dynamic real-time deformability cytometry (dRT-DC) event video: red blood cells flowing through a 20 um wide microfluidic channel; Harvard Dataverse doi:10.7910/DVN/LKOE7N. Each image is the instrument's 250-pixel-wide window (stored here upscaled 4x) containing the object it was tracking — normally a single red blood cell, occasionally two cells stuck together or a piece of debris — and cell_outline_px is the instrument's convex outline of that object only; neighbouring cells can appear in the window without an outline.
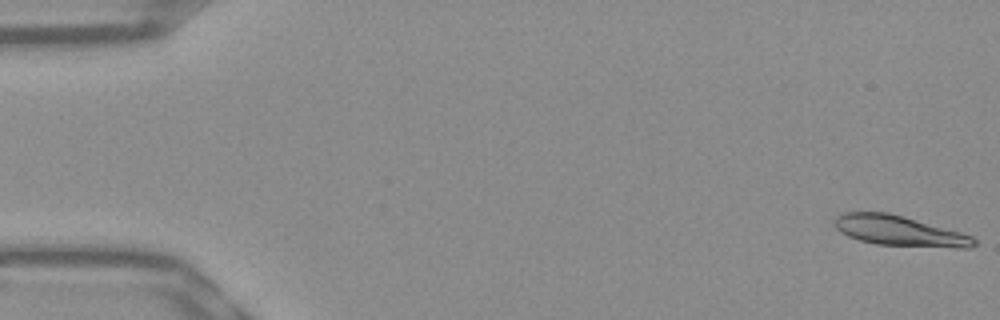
{"species": "Egyptian fruit bat (a non-hibernating species)", "species_latin": "Rousettus aegyptiacus", "temperature_condition": "warm", "stored_images_in_passage": 52, "camera_frame_rate_fps": 3000, "um_per_image_px": 0.085, "frame": {"image": 1, "passage_image": 1, "time_ms": 0.0, "image_size_px": [1000, 320], "cell_outline_px": [[976, 244], [968, 248], [956, 248], [876, 244], [860, 240], [848, 236], [840, 232], [836, 228], [832, 220], [836, 216], [844, 212], [888, 212], [904, 216], [960, 232], [972, 236], [976, 240]], "centroid_in_image_um": [76.42, 19.62], "position_along_channel_um": 8.6, "area_um2": 24.57}}
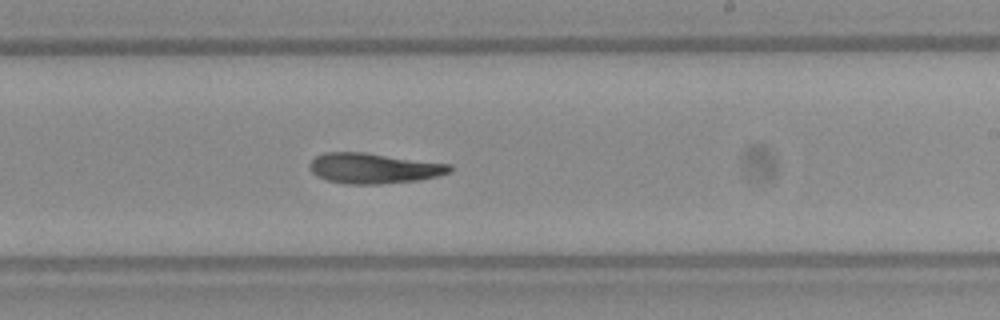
{"frame": {"image": 2, "passage_image": 31, "time_ms": 10.0, "image_size_px": [1000, 320], "cell_outline_px": [[452, 172], [420, 180], [380, 184], [344, 184], [328, 180], [316, 176], [308, 168], [308, 164], [316, 156], [324, 152], [364, 152], [452, 164]], "centroid_in_image_um": [31.76, 14.3], "position_along_channel_um": 257.2, "area_um2": 25.03}}
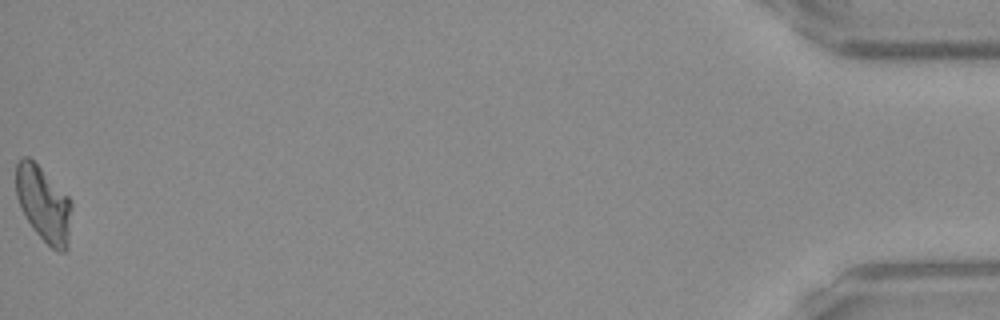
{"frame": {"image": 3, "passage_image": 52, "time_ms": 17.0, "image_size_px": [1000, 320], "cell_outline_px": [[72, 208], [68, 248], [64, 252], [60, 252], [52, 248], [32, 228], [20, 208], [16, 196], [16, 164], [24, 156], [28, 156], [72, 200]], "centroid_in_image_um": [3.72, 17.37], "position_along_channel_um": 431.5, "area_um2": 24.33}, "authors_computed_cell_mechanics": {"area_um2": 24.6228, "velocity_mm_per_s": 3.9098, "shape_relaxation_time_tau1_ms": 7.5212, "shape_relaxation_time_tau2_ms": null, "deformation_change_tau1": 0.2335, "deformation_change_tau2": null}}